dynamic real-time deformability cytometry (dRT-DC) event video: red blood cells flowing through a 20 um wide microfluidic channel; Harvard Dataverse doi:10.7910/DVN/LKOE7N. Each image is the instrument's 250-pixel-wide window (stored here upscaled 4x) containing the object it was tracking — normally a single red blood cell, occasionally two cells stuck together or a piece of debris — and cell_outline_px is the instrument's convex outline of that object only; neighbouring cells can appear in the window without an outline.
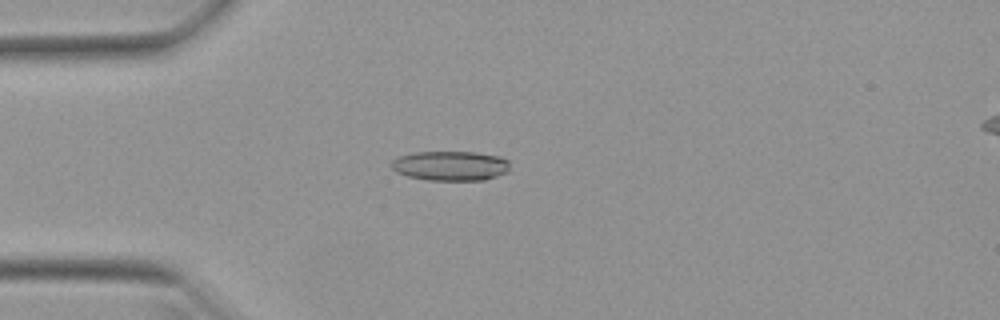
{"species": "Egyptian fruit bat (a non-hibernating species)", "species_latin": "Rousettus aegyptiacus", "temperature_condition": "warm", "stored_images_in_passage": 28, "camera_frame_rate_fps": 3000, "um_per_image_px": 0.085, "animal": {"sex": "female"}, "frame": {"image": 1, "passage_image": 5, "time_ms": 1.333, "image_size_px": [1000, 320], "cell_outline_px": [[508, 172], [484, 180], [428, 180], [408, 176], [396, 172], [388, 164], [396, 156], [416, 152], [476, 152], [500, 156], [508, 160]], "centroid_in_image_um": [38.25, 14.08], "position_along_channel_um": 46.7, "area_um2": 20.63}}
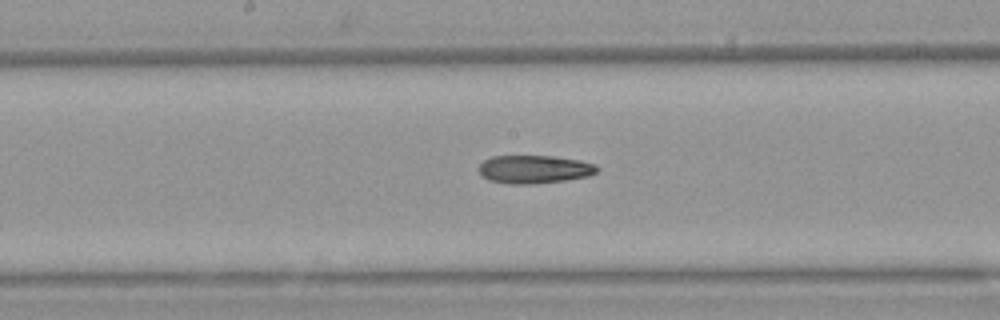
{"frame": {"image": 2, "passage_image": 18, "time_ms": 5.667, "image_size_px": [1000, 320], "cell_outline_px": [[600, 168], [596, 172], [588, 176], [564, 180], [532, 184], [508, 184], [488, 180], [480, 176], [476, 168], [484, 160], [492, 156], [556, 156], [580, 160], [596, 164]], "centroid_in_image_um": [45.37, 14.39], "position_along_channel_um": 202.8, "area_um2": 19.71}}
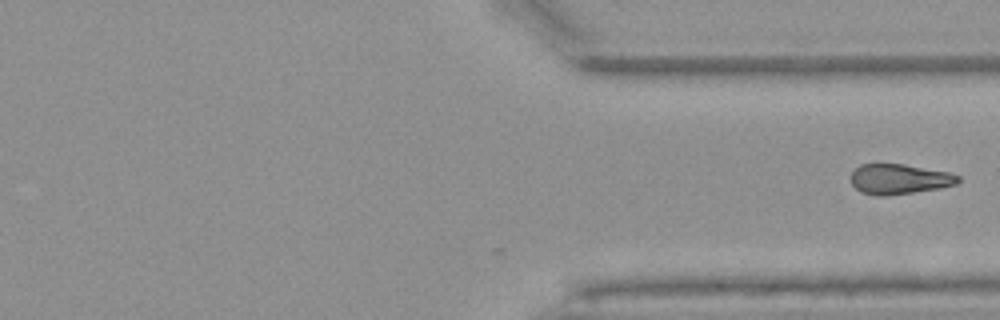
{"frame": {"image": 3, "passage_image": 28, "time_ms": 9.0, "image_size_px": [1000, 320], "cell_outline_px": [[960, 180], [956, 184], [940, 188], [888, 196], [876, 196], [860, 192], [852, 184], [848, 176], [860, 164], [904, 164], [948, 172], [960, 176]], "centroid_in_image_um": [76.4, 15.23], "position_along_channel_um": 335.0, "area_um2": 19.02}}